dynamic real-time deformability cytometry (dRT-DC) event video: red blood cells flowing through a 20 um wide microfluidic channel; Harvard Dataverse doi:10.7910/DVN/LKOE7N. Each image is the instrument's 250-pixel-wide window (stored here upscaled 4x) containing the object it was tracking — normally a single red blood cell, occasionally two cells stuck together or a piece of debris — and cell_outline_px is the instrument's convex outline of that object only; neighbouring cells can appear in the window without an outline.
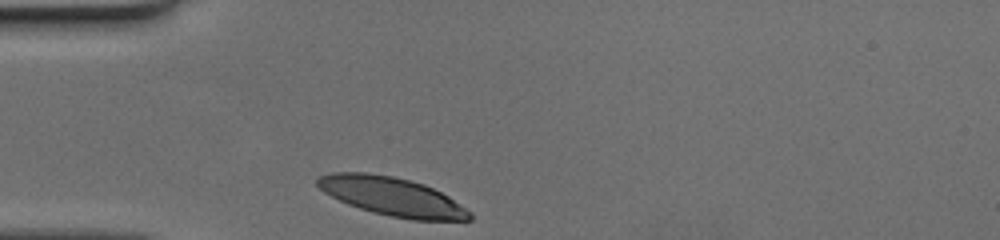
{"species": "human", "species_latin": "Homo sapiens", "temperature_condition": "cold", "stored_images_in_passage": 27, "camera_frame_rate_fps": 3000, "um_per_image_px": 0.085, "donor": {"sex": "female"}, "frame": {"image": 1, "passage_image": 1, "time_ms": 0.0, "image_size_px": [1000, 240], "cell_outline_px": [[472, 220], [412, 220], [372, 212], [348, 204], [324, 192], [316, 184], [316, 180], [320, 176], [332, 172], [368, 172], [392, 176], [424, 184], [448, 196], [472, 212]], "centroid_in_image_um": [33.33, 16.7], "position_along_channel_um": 51.7, "area_um2": 33.99}}
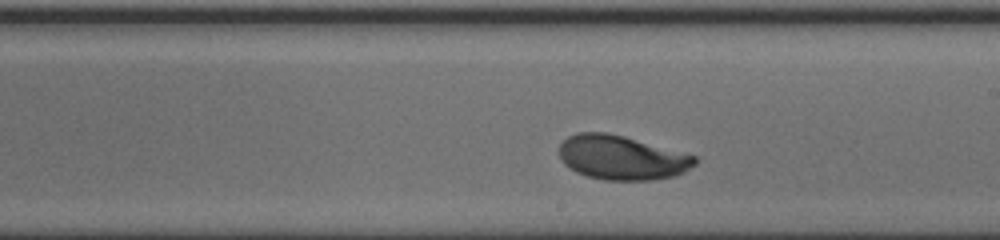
{"frame": {"image": 2, "passage_image": 16, "time_ms": 5.0, "image_size_px": [1000, 240], "cell_outline_px": [[696, 164], [684, 172], [676, 176], [652, 180], [604, 180], [588, 176], [576, 172], [568, 168], [564, 164], [560, 156], [560, 144], [568, 136], [576, 132], [608, 132], [624, 136], [696, 156]], "centroid_in_image_um": [52.83, 13.4], "position_along_channel_um": 236.2, "area_um2": 35.03}}
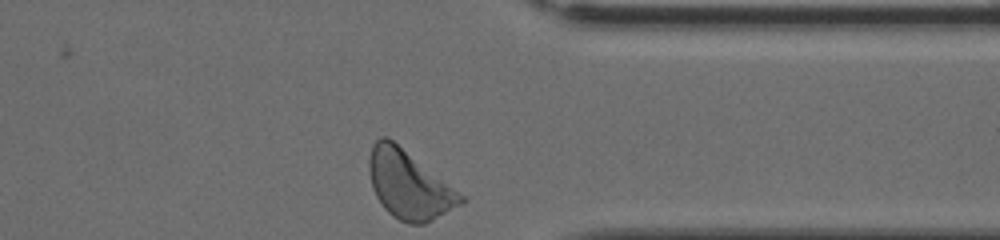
{"frame": {"image": 3, "passage_image": 27, "time_ms": 8.667, "image_size_px": [1000, 240], "cell_outline_px": [[468, 200], [424, 224], [408, 224], [392, 216], [384, 208], [376, 196], [372, 188], [368, 172], [368, 160], [372, 144], [380, 136], [388, 136], [464, 196]], "centroid_in_image_um": [34.71, 15.69], "position_along_channel_um": 376.7, "area_um2": 36.18}}